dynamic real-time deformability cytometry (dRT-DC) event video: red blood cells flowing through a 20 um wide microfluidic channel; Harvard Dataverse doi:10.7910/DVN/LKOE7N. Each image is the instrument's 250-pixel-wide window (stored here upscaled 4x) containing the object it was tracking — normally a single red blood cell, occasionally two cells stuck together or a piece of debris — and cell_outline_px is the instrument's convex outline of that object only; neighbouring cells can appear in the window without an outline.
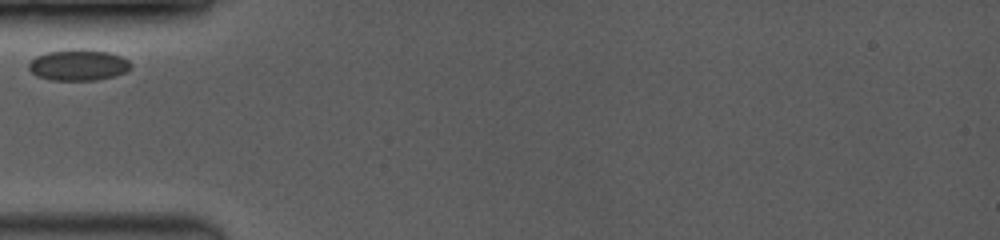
{"species": "common noctule bat (a hibernating species)", "species_latin": "Nyctalus noctula", "temperature_condition": "room temperature", "stored_images_in_passage": 18, "camera_frame_rate_fps": 3500, "um_per_image_px": 0.085, "animal": {"sex": "female", "body_mass_g": 19.0, "forearm_length_mm": 53.3}, "frame": {"image": 1, "passage_image": 1, "time_ms": 0.0, "image_size_px": [1000, 240], "cell_outline_px": [[132, 68], [116, 76], [96, 80], [52, 80], [36, 76], [28, 68], [28, 64], [36, 56], [48, 52], [72, 48], [80, 48], [108, 52], [120, 56], [128, 60], [132, 64]], "centroid_in_image_um": [6.67, 5.52], "position_along_channel_um": 78.3, "area_um2": 18.67}}
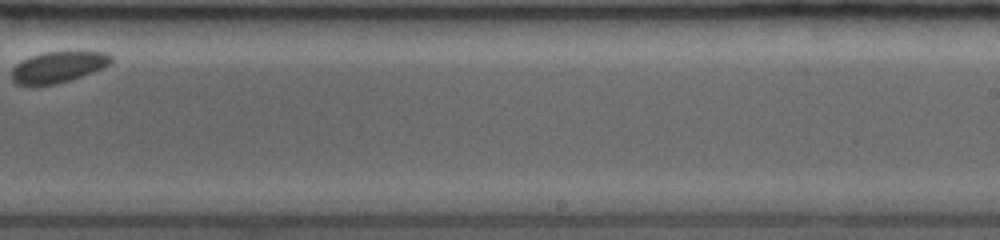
{"frame": {"image": 2, "passage_image": 11, "time_ms": 5.714, "image_size_px": [1000, 240], "cell_outline_px": [[112, 64], [92, 72], [56, 84], [16, 84], [12, 80], [12, 68], [16, 64], [32, 56], [44, 52], [104, 52], [112, 56]], "centroid_in_image_um": [4.96, 5.69], "position_along_channel_um": 284.0, "area_um2": 17.57}}
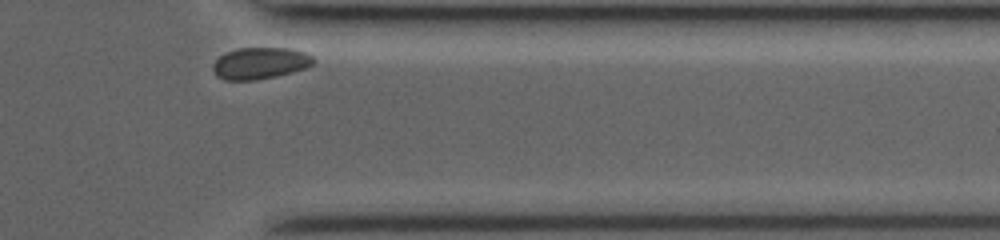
{"frame": {"image": 3, "passage_image": 18, "time_ms": 8.571, "image_size_px": [1000, 240], "cell_outline_px": [[316, 60], [312, 64], [304, 68], [292, 72], [276, 76], [256, 80], [224, 80], [216, 76], [212, 68], [212, 64], [220, 56], [228, 52], [240, 48], [288, 48], [304, 52], [312, 56]], "centroid_in_image_um": [22.09, 5.38], "position_along_channel_um": 389.3, "area_um2": 18.44}}